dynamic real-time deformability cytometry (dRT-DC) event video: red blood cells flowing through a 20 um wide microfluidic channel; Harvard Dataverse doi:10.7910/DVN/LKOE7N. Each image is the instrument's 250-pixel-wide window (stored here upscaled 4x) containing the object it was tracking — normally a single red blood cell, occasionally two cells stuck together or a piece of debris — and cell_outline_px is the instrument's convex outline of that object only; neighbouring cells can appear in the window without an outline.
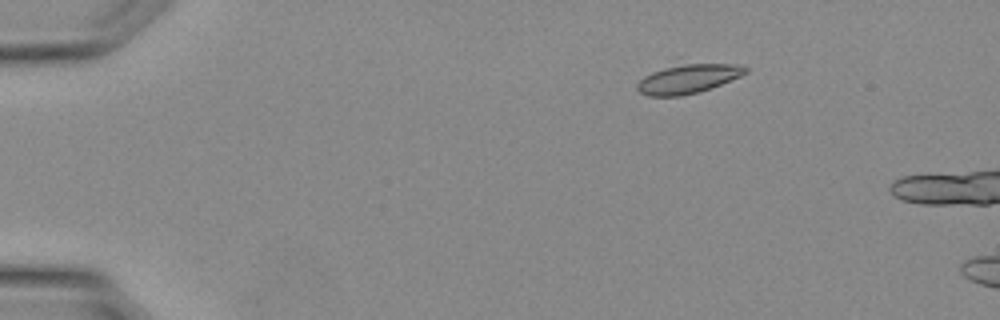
{"species": "Egyptian fruit bat (a non-hibernating species)", "species_latin": "Rousettus aegyptiacus", "temperature_condition": "warm", "stored_images_in_passage": 4, "camera_frame_rate_fps": 3000, "um_per_image_px": 0.085, "animal": {"sex": "female"}, "frame": {"image": 1, "passage_image": 1, "time_ms": 0.0, "image_size_px": [1000, 320], "cell_outline_px": [[748, 72], [740, 76], [720, 84], [696, 92], [680, 96], [648, 96], [640, 92], [636, 88], [636, 84], [644, 76], [652, 72], [664, 68], [684, 64], [736, 64], [748, 68]], "centroid_in_image_um": [58.46, 6.7], "position_along_channel_um": 26.5, "area_um2": 17.92}}